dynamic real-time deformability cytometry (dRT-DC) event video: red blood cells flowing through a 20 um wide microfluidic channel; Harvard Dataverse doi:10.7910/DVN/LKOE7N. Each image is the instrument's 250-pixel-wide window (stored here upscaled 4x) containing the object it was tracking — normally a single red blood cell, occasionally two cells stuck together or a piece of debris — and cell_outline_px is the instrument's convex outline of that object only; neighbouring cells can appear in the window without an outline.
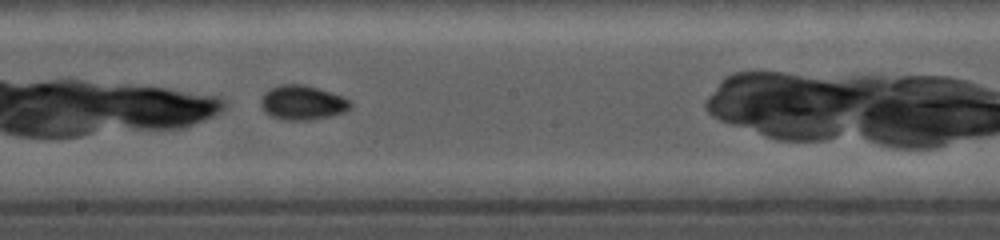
{"species": "common noctule bat (a hibernating species)", "species_latin": "Nyctalus noctula", "temperature_condition": "cold", "stored_images_in_passage": 21, "camera_frame_rate_fps": 5000, "um_per_image_px": 0.085, "animal": {"sex": "female", "body_mass_g": 19.0, "forearm_length_mm": 56.7}, "frame": {"image": 1, "passage_image": 15, "time_ms": 4.0, "image_size_px": [1000, 240], "cell_outline_px": [[352, 108], [344, 112], [328, 116], [308, 120], [280, 120], [264, 112], [260, 104], [260, 100], [264, 92], [280, 84], [304, 84], [344, 96], [352, 100]], "centroid_in_image_um": [25.72, 8.72], "position_along_channel_um": 222.5, "area_um2": 18.21}}
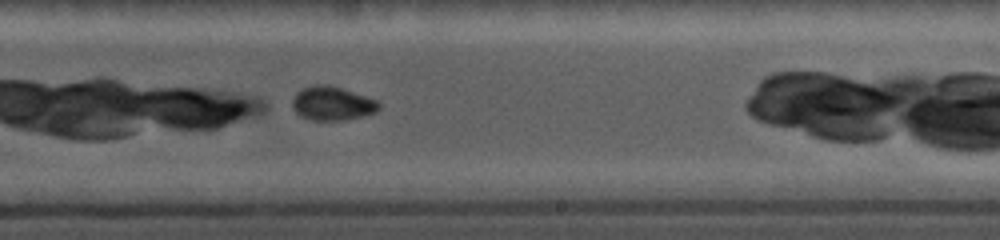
{"frame": {"image": 2, "passage_image": 18, "time_ms": 5.0, "image_size_px": [1000, 240], "cell_outline_px": [[380, 108], [376, 112], [364, 116], [344, 120], [312, 120], [300, 116], [292, 108], [292, 100], [296, 92], [304, 88], [320, 84], [324, 84], [340, 88], [376, 100], [380, 104]], "centroid_in_image_um": [28.22, 8.81], "position_along_channel_um": 260.8, "area_um2": 16.88}}